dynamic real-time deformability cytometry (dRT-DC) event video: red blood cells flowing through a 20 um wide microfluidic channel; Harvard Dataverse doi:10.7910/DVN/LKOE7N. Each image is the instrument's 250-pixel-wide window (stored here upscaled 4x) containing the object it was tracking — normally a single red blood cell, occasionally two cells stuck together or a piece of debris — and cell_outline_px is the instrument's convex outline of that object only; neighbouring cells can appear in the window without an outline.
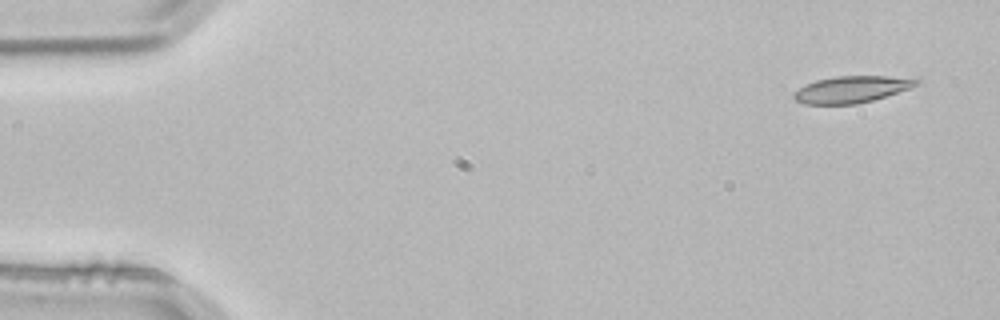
{"species": "common noctule bat (a hibernating species)", "species_latin": "Nyctalus noctula", "temperature_condition": "room temperature", "stored_images_in_passage": 3, "camera_frame_rate_fps": 3000, "um_per_image_px": 0.085, "animal": {"sex": "male", "body_mass_g": 21.5, "forearm_length_mm": 52.0}, "frame": {"image": 1, "passage_image": 1, "time_ms": 0.0, "image_size_px": [1000, 320], "cell_outline_px": [[920, 84], [872, 100], [856, 104], [804, 104], [796, 100], [792, 96], [792, 92], [816, 80], [836, 76], [888, 76], [920, 80]], "centroid_in_image_um": [72.33, 7.6], "position_along_channel_um": 12.7, "area_um2": 18.73}}
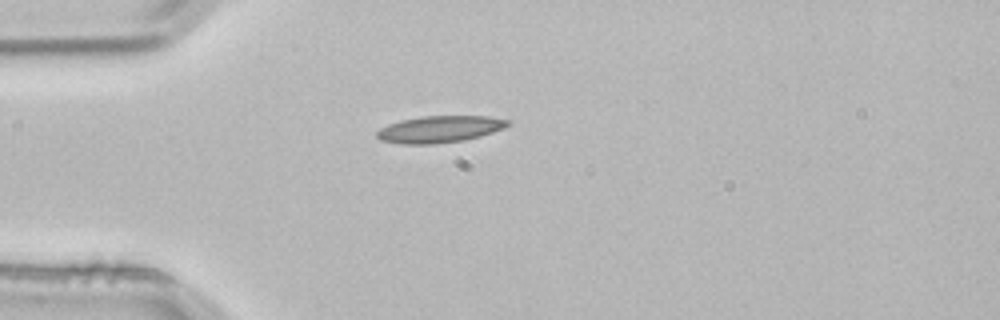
{"frame": {"image": 2, "passage_image": 3, "time_ms": 0.667, "image_size_px": [1000, 320], "cell_outline_px": [[512, 124], [504, 128], [480, 136], [464, 140], [432, 144], [400, 144], [380, 140], [376, 136], [376, 132], [380, 128], [388, 124], [400, 120], [420, 116], [488, 116], [508, 120]], "centroid_in_image_um": [37.35, 10.98], "position_along_channel_um": 47.7, "area_um2": 20.52}}